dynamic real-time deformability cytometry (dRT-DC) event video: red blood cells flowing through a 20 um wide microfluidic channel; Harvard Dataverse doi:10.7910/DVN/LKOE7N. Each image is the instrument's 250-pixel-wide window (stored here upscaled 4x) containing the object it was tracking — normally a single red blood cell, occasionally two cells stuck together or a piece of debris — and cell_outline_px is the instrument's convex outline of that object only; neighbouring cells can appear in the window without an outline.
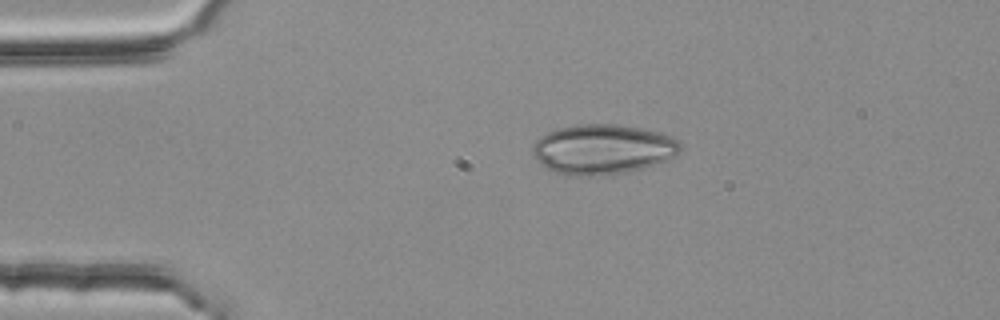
{"species": "common noctule bat (a hibernating species)", "species_latin": "Nyctalus noctula", "temperature_condition": "room temperature", "stored_images_in_passage": 2, "camera_frame_rate_fps": 3000, "um_per_image_px": 0.085, "animal": {"sex": "female", "body_mass_g": 25.1}, "frame": {"image": 1, "passage_image": 1, "time_ms": 0.0, "image_size_px": [1000, 320], "cell_outline_px": [[684, 144], [672, 156], [656, 164], [644, 168], [628, 172], [580, 176], [572, 176], [556, 172], [548, 168], [532, 152], [532, 144], [540, 136], [548, 132], [560, 128], [576, 124], [616, 124], [664, 132], [672, 136]], "centroid_in_image_um": [51.26, 12.66], "position_along_channel_um": 33.7, "area_um2": 42.71}}